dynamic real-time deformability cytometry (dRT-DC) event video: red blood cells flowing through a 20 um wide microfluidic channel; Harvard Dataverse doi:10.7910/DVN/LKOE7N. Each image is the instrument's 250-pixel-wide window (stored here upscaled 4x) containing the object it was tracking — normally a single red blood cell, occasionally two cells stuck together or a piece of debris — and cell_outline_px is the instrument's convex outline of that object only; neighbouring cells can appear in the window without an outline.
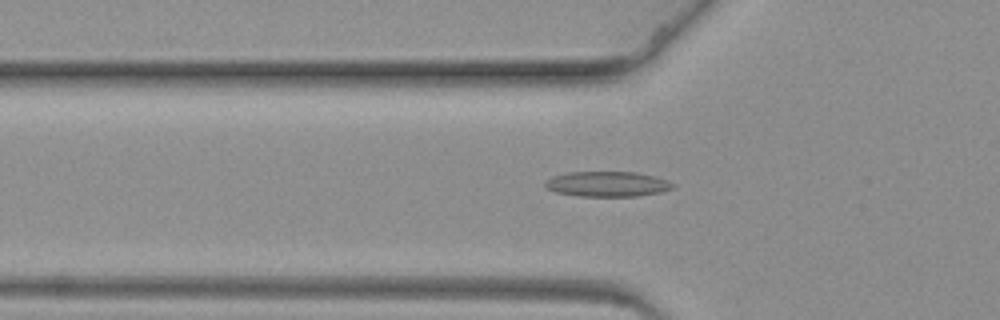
{"species": "common noctule bat (a hibernating species)", "species_latin": "Nyctalus noctula", "temperature_condition": "warm", "stored_images_in_passage": 63, "camera_frame_rate_fps": 3000, "um_per_image_px": 0.085, "animal": {"sex": "female", "body_mass_g": 19.3, "forearm_length_mm": 54.1}, "frame": {"image": 1, "passage_image": 23, "time_ms": 7.333, "image_size_px": [1000, 320], "cell_outline_px": [[676, 184], [672, 188], [660, 192], [640, 196], [580, 196], [556, 192], [548, 188], [544, 184], [544, 180], [552, 176], [568, 172], [636, 172], [656, 176], [668, 180]], "centroid_in_image_um": [51.64, 15.63], "position_along_channel_um": 74.2, "area_um2": 18.84}}
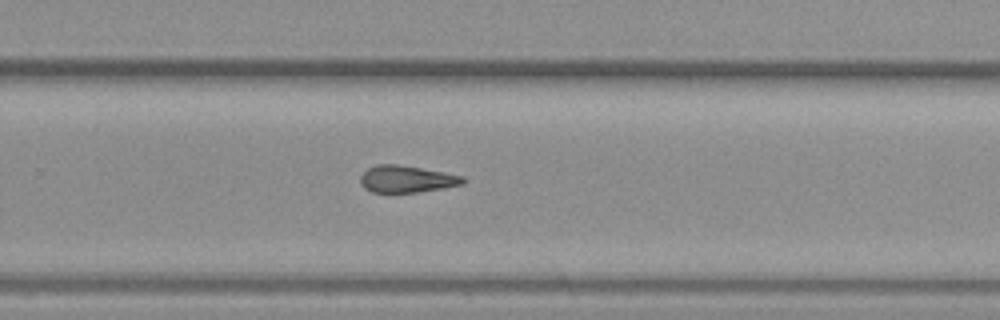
{"frame": {"image": 2, "passage_image": 43, "time_ms": 14.0, "image_size_px": [1000, 320], "cell_outline_px": [[464, 184], [444, 188], [416, 192], [372, 192], [364, 188], [360, 180], [360, 176], [368, 168], [376, 164], [396, 164], [444, 172], [464, 176]], "centroid_in_image_um": [34.56, 15.22], "position_along_channel_um": 295.2, "area_um2": 16.01}}
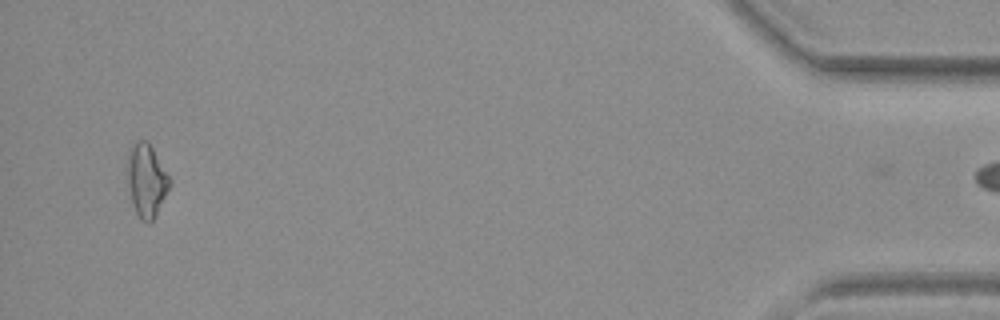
{"frame": {"image": 3, "passage_image": 62, "time_ms": 20.333, "image_size_px": [1000, 320], "cell_outline_px": [[172, 180], [156, 216], [148, 224], [140, 220], [132, 204], [128, 188], [128, 148], [136, 140], [148, 140]], "centroid_in_image_um": [12.45, 15.32], "position_along_channel_um": 422.8, "area_um2": 18.15}}